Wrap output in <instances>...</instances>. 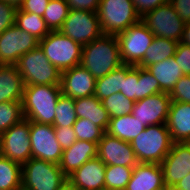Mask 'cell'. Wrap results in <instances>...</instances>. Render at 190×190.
I'll list each match as a JSON object with an SVG mask.
<instances>
[{"instance_id": "cell-1", "label": "cell", "mask_w": 190, "mask_h": 190, "mask_svg": "<svg viewBox=\"0 0 190 190\" xmlns=\"http://www.w3.org/2000/svg\"><path fill=\"white\" fill-rule=\"evenodd\" d=\"M122 64L117 36L102 34L82 47L80 65L95 79L107 75Z\"/></svg>"}, {"instance_id": "cell-2", "label": "cell", "mask_w": 190, "mask_h": 190, "mask_svg": "<svg viewBox=\"0 0 190 190\" xmlns=\"http://www.w3.org/2000/svg\"><path fill=\"white\" fill-rule=\"evenodd\" d=\"M60 85H24L22 108L24 118L40 124L54 123Z\"/></svg>"}, {"instance_id": "cell-3", "label": "cell", "mask_w": 190, "mask_h": 190, "mask_svg": "<svg viewBox=\"0 0 190 190\" xmlns=\"http://www.w3.org/2000/svg\"><path fill=\"white\" fill-rule=\"evenodd\" d=\"M66 187L68 179L59 164L32 157L22 165L21 190H64Z\"/></svg>"}, {"instance_id": "cell-4", "label": "cell", "mask_w": 190, "mask_h": 190, "mask_svg": "<svg viewBox=\"0 0 190 190\" xmlns=\"http://www.w3.org/2000/svg\"><path fill=\"white\" fill-rule=\"evenodd\" d=\"M173 141L166 124L152 125L131 142L138 163L161 164Z\"/></svg>"}, {"instance_id": "cell-5", "label": "cell", "mask_w": 190, "mask_h": 190, "mask_svg": "<svg viewBox=\"0 0 190 190\" xmlns=\"http://www.w3.org/2000/svg\"><path fill=\"white\" fill-rule=\"evenodd\" d=\"M104 35L117 36L140 21L132 0H101L97 10Z\"/></svg>"}, {"instance_id": "cell-6", "label": "cell", "mask_w": 190, "mask_h": 190, "mask_svg": "<svg viewBox=\"0 0 190 190\" xmlns=\"http://www.w3.org/2000/svg\"><path fill=\"white\" fill-rule=\"evenodd\" d=\"M24 85H60L61 72L50 63L38 45L15 64Z\"/></svg>"}, {"instance_id": "cell-7", "label": "cell", "mask_w": 190, "mask_h": 190, "mask_svg": "<svg viewBox=\"0 0 190 190\" xmlns=\"http://www.w3.org/2000/svg\"><path fill=\"white\" fill-rule=\"evenodd\" d=\"M39 46L60 72L80 65L83 46L60 31H50L39 40Z\"/></svg>"}, {"instance_id": "cell-8", "label": "cell", "mask_w": 190, "mask_h": 190, "mask_svg": "<svg viewBox=\"0 0 190 190\" xmlns=\"http://www.w3.org/2000/svg\"><path fill=\"white\" fill-rule=\"evenodd\" d=\"M140 21L148 27L155 37H163L181 42L185 22L168 1L155 10L145 13Z\"/></svg>"}, {"instance_id": "cell-9", "label": "cell", "mask_w": 190, "mask_h": 190, "mask_svg": "<svg viewBox=\"0 0 190 190\" xmlns=\"http://www.w3.org/2000/svg\"><path fill=\"white\" fill-rule=\"evenodd\" d=\"M0 154L21 166L32 158L29 120L24 118L0 135Z\"/></svg>"}, {"instance_id": "cell-10", "label": "cell", "mask_w": 190, "mask_h": 190, "mask_svg": "<svg viewBox=\"0 0 190 190\" xmlns=\"http://www.w3.org/2000/svg\"><path fill=\"white\" fill-rule=\"evenodd\" d=\"M154 34L141 21L117 35L123 64L136 66L151 45Z\"/></svg>"}, {"instance_id": "cell-11", "label": "cell", "mask_w": 190, "mask_h": 190, "mask_svg": "<svg viewBox=\"0 0 190 190\" xmlns=\"http://www.w3.org/2000/svg\"><path fill=\"white\" fill-rule=\"evenodd\" d=\"M82 46L99 38L103 33L97 12L71 9L59 30Z\"/></svg>"}, {"instance_id": "cell-12", "label": "cell", "mask_w": 190, "mask_h": 190, "mask_svg": "<svg viewBox=\"0 0 190 190\" xmlns=\"http://www.w3.org/2000/svg\"><path fill=\"white\" fill-rule=\"evenodd\" d=\"M39 45V40L13 24L0 34V65H15L25 53Z\"/></svg>"}, {"instance_id": "cell-13", "label": "cell", "mask_w": 190, "mask_h": 190, "mask_svg": "<svg viewBox=\"0 0 190 190\" xmlns=\"http://www.w3.org/2000/svg\"><path fill=\"white\" fill-rule=\"evenodd\" d=\"M30 142L32 157L59 164L63 149L58 143L54 127L30 121Z\"/></svg>"}, {"instance_id": "cell-14", "label": "cell", "mask_w": 190, "mask_h": 190, "mask_svg": "<svg viewBox=\"0 0 190 190\" xmlns=\"http://www.w3.org/2000/svg\"><path fill=\"white\" fill-rule=\"evenodd\" d=\"M171 98L161 92L135 102L131 114L144 126L166 124Z\"/></svg>"}, {"instance_id": "cell-15", "label": "cell", "mask_w": 190, "mask_h": 190, "mask_svg": "<svg viewBox=\"0 0 190 190\" xmlns=\"http://www.w3.org/2000/svg\"><path fill=\"white\" fill-rule=\"evenodd\" d=\"M164 184L171 190L190 173V142L173 143L171 150L161 162Z\"/></svg>"}, {"instance_id": "cell-16", "label": "cell", "mask_w": 190, "mask_h": 190, "mask_svg": "<svg viewBox=\"0 0 190 190\" xmlns=\"http://www.w3.org/2000/svg\"><path fill=\"white\" fill-rule=\"evenodd\" d=\"M97 157L106 165L135 167L138 164L131 143L106 132L98 143Z\"/></svg>"}, {"instance_id": "cell-17", "label": "cell", "mask_w": 190, "mask_h": 190, "mask_svg": "<svg viewBox=\"0 0 190 190\" xmlns=\"http://www.w3.org/2000/svg\"><path fill=\"white\" fill-rule=\"evenodd\" d=\"M106 164L98 157L85 162L71 173L68 187L72 190H105Z\"/></svg>"}, {"instance_id": "cell-18", "label": "cell", "mask_w": 190, "mask_h": 190, "mask_svg": "<svg viewBox=\"0 0 190 190\" xmlns=\"http://www.w3.org/2000/svg\"><path fill=\"white\" fill-rule=\"evenodd\" d=\"M96 79L81 65L61 72L60 87L64 96L73 99L89 97L95 93Z\"/></svg>"}, {"instance_id": "cell-19", "label": "cell", "mask_w": 190, "mask_h": 190, "mask_svg": "<svg viewBox=\"0 0 190 190\" xmlns=\"http://www.w3.org/2000/svg\"><path fill=\"white\" fill-rule=\"evenodd\" d=\"M125 190H167L161 164L138 163Z\"/></svg>"}, {"instance_id": "cell-20", "label": "cell", "mask_w": 190, "mask_h": 190, "mask_svg": "<svg viewBox=\"0 0 190 190\" xmlns=\"http://www.w3.org/2000/svg\"><path fill=\"white\" fill-rule=\"evenodd\" d=\"M166 126L173 143L190 142V103L171 101Z\"/></svg>"}, {"instance_id": "cell-21", "label": "cell", "mask_w": 190, "mask_h": 190, "mask_svg": "<svg viewBox=\"0 0 190 190\" xmlns=\"http://www.w3.org/2000/svg\"><path fill=\"white\" fill-rule=\"evenodd\" d=\"M98 145L91 141L77 140L72 146L63 150L59 167L68 177L88 160L97 157Z\"/></svg>"}, {"instance_id": "cell-22", "label": "cell", "mask_w": 190, "mask_h": 190, "mask_svg": "<svg viewBox=\"0 0 190 190\" xmlns=\"http://www.w3.org/2000/svg\"><path fill=\"white\" fill-rule=\"evenodd\" d=\"M24 82L16 65H0V103L22 102Z\"/></svg>"}, {"instance_id": "cell-23", "label": "cell", "mask_w": 190, "mask_h": 190, "mask_svg": "<svg viewBox=\"0 0 190 190\" xmlns=\"http://www.w3.org/2000/svg\"><path fill=\"white\" fill-rule=\"evenodd\" d=\"M75 113L77 118L90 120L106 132L110 116L95 95L75 99Z\"/></svg>"}, {"instance_id": "cell-24", "label": "cell", "mask_w": 190, "mask_h": 190, "mask_svg": "<svg viewBox=\"0 0 190 190\" xmlns=\"http://www.w3.org/2000/svg\"><path fill=\"white\" fill-rule=\"evenodd\" d=\"M159 82L160 89L163 92L170 93L175 83L184 76L174 56L152 64L146 68Z\"/></svg>"}, {"instance_id": "cell-25", "label": "cell", "mask_w": 190, "mask_h": 190, "mask_svg": "<svg viewBox=\"0 0 190 190\" xmlns=\"http://www.w3.org/2000/svg\"><path fill=\"white\" fill-rule=\"evenodd\" d=\"M145 128L146 126L138 119H135L132 114H127L116 118H110L106 133L131 143L138 134L145 130Z\"/></svg>"}, {"instance_id": "cell-26", "label": "cell", "mask_w": 190, "mask_h": 190, "mask_svg": "<svg viewBox=\"0 0 190 190\" xmlns=\"http://www.w3.org/2000/svg\"><path fill=\"white\" fill-rule=\"evenodd\" d=\"M179 42L163 37H154L151 45L145 52L143 59L137 64L139 67L148 66L168 59L175 55Z\"/></svg>"}, {"instance_id": "cell-27", "label": "cell", "mask_w": 190, "mask_h": 190, "mask_svg": "<svg viewBox=\"0 0 190 190\" xmlns=\"http://www.w3.org/2000/svg\"><path fill=\"white\" fill-rule=\"evenodd\" d=\"M126 76V64H122L107 75L96 79L94 95L103 100L122 89L123 78Z\"/></svg>"}, {"instance_id": "cell-28", "label": "cell", "mask_w": 190, "mask_h": 190, "mask_svg": "<svg viewBox=\"0 0 190 190\" xmlns=\"http://www.w3.org/2000/svg\"><path fill=\"white\" fill-rule=\"evenodd\" d=\"M22 166L0 154V190H21Z\"/></svg>"}, {"instance_id": "cell-29", "label": "cell", "mask_w": 190, "mask_h": 190, "mask_svg": "<svg viewBox=\"0 0 190 190\" xmlns=\"http://www.w3.org/2000/svg\"><path fill=\"white\" fill-rule=\"evenodd\" d=\"M15 24L38 40L43 39L50 32L42 16L21 11L19 8Z\"/></svg>"}, {"instance_id": "cell-30", "label": "cell", "mask_w": 190, "mask_h": 190, "mask_svg": "<svg viewBox=\"0 0 190 190\" xmlns=\"http://www.w3.org/2000/svg\"><path fill=\"white\" fill-rule=\"evenodd\" d=\"M70 9L66 0H50L44 12L43 19L50 31H59Z\"/></svg>"}, {"instance_id": "cell-31", "label": "cell", "mask_w": 190, "mask_h": 190, "mask_svg": "<svg viewBox=\"0 0 190 190\" xmlns=\"http://www.w3.org/2000/svg\"><path fill=\"white\" fill-rule=\"evenodd\" d=\"M134 167L106 165L105 190H125Z\"/></svg>"}, {"instance_id": "cell-32", "label": "cell", "mask_w": 190, "mask_h": 190, "mask_svg": "<svg viewBox=\"0 0 190 190\" xmlns=\"http://www.w3.org/2000/svg\"><path fill=\"white\" fill-rule=\"evenodd\" d=\"M77 119L75 113V99L60 95L55 107L53 127H73Z\"/></svg>"}, {"instance_id": "cell-33", "label": "cell", "mask_w": 190, "mask_h": 190, "mask_svg": "<svg viewBox=\"0 0 190 190\" xmlns=\"http://www.w3.org/2000/svg\"><path fill=\"white\" fill-rule=\"evenodd\" d=\"M24 119L22 102L0 103V135Z\"/></svg>"}, {"instance_id": "cell-34", "label": "cell", "mask_w": 190, "mask_h": 190, "mask_svg": "<svg viewBox=\"0 0 190 190\" xmlns=\"http://www.w3.org/2000/svg\"><path fill=\"white\" fill-rule=\"evenodd\" d=\"M101 102L110 118L131 114L135 104V101L128 99L120 92L110 95Z\"/></svg>"}, {"instance_id": "cell-35", "label": "cell", "mask_w": 190, "mask_h": 190, "mask_svg": "<svg viewBox=\"0 0 190 190\" xmlns=\"http://www.w3.org/2000/svg\"><path fill=\"white\" fill-rule=\"evenodd\" d=\"M73 129L77 140L91 141L97 145L105 133L102 128L84 118H77L73 125Z\"/></svg>"}, {"instance_id": "cell-36", "label": "cell", "mask_w": 190, "mask_h": 190, "mask_svg": "<svg viewBox=\"0 0 190 190\" xmlns=\"http://www.w3.org/2000/svg\"><path fill=\"white\" fill-rule=\"evenodd\" d=\"M139 66H133L126 64V76L123 78L122 93L128 99L132 101L139 100Z\"/></svg>"}, {"instance_id": "cell-37", "label": "cell", "mask_w": 190, "mask_h": 190, "mask_svg": "<svg viewBox=\"0 0 190 190\" xmlns=\"http://www.w3.org/2000/svg\"><path fill=\"white\" fill-rule=\"evenodd\" d=\"M139 100L163 92L155 77L143 67H139Z\"/></svg>"}, {"instance_id": "cell-38", "label": "cell", "mask_w": 190, "mask_h": 190, "mask_svg": "<svg viewBox=\"0 0 190 190\" xmlns=\"http://www.w3.org/2000/svg\"><path fill=\"white\" fill-rule=\"evenodd\" d=\"M171 101L190 103V76H182L169 93Z\"/></svg>"}, {"instance_id": "cell-39", "label": "cell", "mask_w": 190, "mask_h": 190, "mask_svg": "<svg viewBox=\"0 0 190 190\" xmlns=\"http://www.w3.org/2000/svg\"><path fill=\"white\" fill-rule=\"evenodd\" d=\"M18 7L0 0V34L16 23Z\"/></svg>"}, {"instance_id": "cell-40", "label": "cell", "mask_w": 190, "mask_h": 190, "mask_svg": "<svg viewBox=\"0 0 190 190\" xmlns=\"http://www.w3.org/2000/svg\"><path fill=\"white\" fill-rule=\"evenodd\" d=\"M174 59L179 65L183 74L190 76V46L179 42L176 48Z\"/></svg>"}, {"instance_id": "cell-41", "label": "cell", "mask_w": 190, "mask_h": 190, "mask_svg": "<svg viewBox=\"0 0 190 190\" xmlns=\"http://www.w3.org/2000/svg\"><path fill=\"white\" fill-rule=\"evenodd\" d=\"M54 130L56 139L63 150L69 148L77 141L73 127H54Z\"/></svg>"}, {"instance_id": "cell-42", "label": "cell", "mask_w": 190, "mask_h": 190, "mask_svg": "<svg viewBox=\"0 0 190 190\" xmlns=\"http://www.w3.org/2000/svg\"><path fill=\"white\" fill-rule=\"evenodd\" d=\"M50 0H24L18 7L21 11L34 13L43 17Z\"/></svg>"}, {"instance_id": "cell-43", "label": "cell", "mask_w": 190, "mask_h": 190, "mask_svg": "<svg viewBox=\"0 0 190 190\" xmlns=\"http://www.w3.org/2000/svg\"><path fill=\"white\" fill-rule=\"evenodd\" d=\"M169 0H132L137 14L142 17L145 13L155 10Z\"/></svg>"}, {"instance_id": "cell-44", "label": "cell", "mask_w": 190, "mask_h": 190, "mask_svg": "<svg viewBox=\"0 0 190 190\" xmlns=\"http://www.w3.org/2000/svg\"><path fill=\"white\" fill-rule=\"evenodd\" d=\"M101 0H66L69 9L97 12Z\"/></svg>"}, {"instance_id": "cell-45", "label": "cell", "mask_w": 190, "mask_h": 190, "mask_svg": "<svg viewBox=\"0 0 190 190\" xmlns=\"http://www.w3.org/2000/svg\"><path fill=\"white\" fill-rule=\"evenodd\" d=\"M179 17L185 22H190V0H169Z\"/></svg>"}, {"instance_id": "cell-46", "label": "cell", "mask_w": 190, "mask_h": 190, "mask_svg": "<svg viewBox=\"0 0 190 190\" xmlns=\"http://www.w3.org/2000/svg\"><path fill=\"white\" fill-rule=\"evenodd\" d=\"M171 190H190V173L181 179Z\"/></svg>"}, {"instance_id": "cell-47", "label": "cell", "mask_w": 190, "mask_h": 190, "mask_svg": "<svg viewBox=\"0 0 190 190\" xmlns=\"http://www.w3.org/2000/svg\"><path fill=\"white\" fill-rule=\"evenodd\" d=\"M181 42L190 46V22L185 23Z\"/></svg>"}, {"instance_id": "cell-48", "label": "cell", "mask_w": 190, "mask_h": 190, "mask_svg": "<svg viewBox=\"0 0 190 190\" xmlns=\"http://www.w3.org/2000/svg\"><path fill=\"white\" fill-rule=\"evenodd\" d=\"M2 1L9 3V4H12L16 7H19L24 0H2Z\"/></svg>"}, {"instance_id": "cell-49", "label": "cell", "mask_w": 190, "mask_h": 190, "mask_svg": "<svg viewBox=\"0 0 190 190\" xmlns=\"http://www.w3.org/2000/svg\"><path fill=\"white\" fill-rule=\"evenodd\" d=\"M64 190H72V189H70L69 187H66Z\"/></svg>"}]
</instances>
